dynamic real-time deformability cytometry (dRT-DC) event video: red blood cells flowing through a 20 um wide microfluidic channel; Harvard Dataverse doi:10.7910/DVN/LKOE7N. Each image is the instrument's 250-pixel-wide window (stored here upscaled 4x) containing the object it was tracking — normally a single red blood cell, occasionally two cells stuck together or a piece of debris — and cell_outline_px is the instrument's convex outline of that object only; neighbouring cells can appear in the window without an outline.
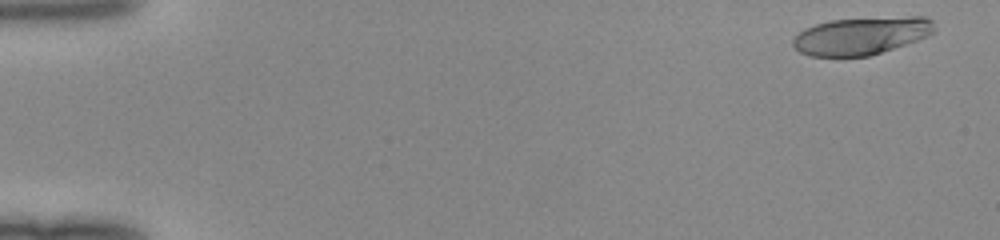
{"species": "human", "species_latin": "Homo sapiens", "temperature_condition": "room temperature", "stored_images_in_passage": 50, "camera_frame_rate_fps": 3000, "um_per_image_px": 0.085, "donor": {"sex": "female"}, "frame": {"image": 1, "passage_image": 3, "time_ms": 0.667, "image_size_px": [1000, 240], "cell_outline_px": [[936, 32], [928, 36], [868, 56], [808, 56], [800, 52], [792, 44], [792, 40], [804, 28], [828, 20], [912, 16], [924, 16], [932, 20], [936, 28]], "centroid_in_image_um": [73.22, 3.03], "position_along_channel_um": 11.8, "area_um2": 30.92}}
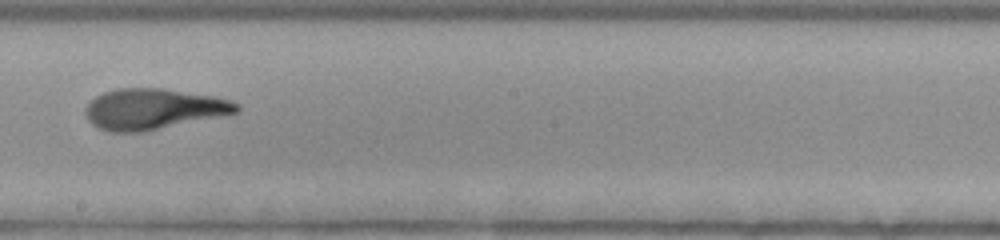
{"frame": {"image": 2, "passage_image": 30, "time_ms": 9.667, "image_size_px": [1000, 240], "cell_outline_px": [[240, 112], [144, 132], [112, 132], [100, 128], [92, 124], [88, 120], [84, 112], [84, 108], [96, 96], [104, 92], [116, 88], [160, 88], [212, 96], [228, 100], [240, 104]], "centroid_in_image_um": [13.02, 9.27], "position_along_channel_um": 235.2, "area_um2": 35.78}}
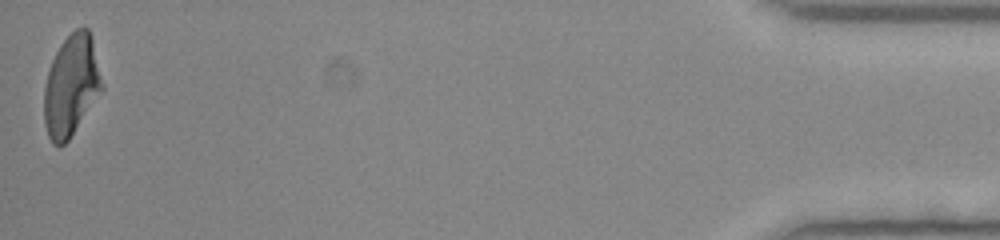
{"frame": {"image": 3, "passage_image": 50, "time_ms": 16.333, "image_size_px": [1000, 240], "cell_outline_px": [[104, 88], [68, 140], [64, 144], [52, 144], [48, 136], [44, 124], [44, 88], [48, 72], [52, 60], [60, 44], [76, 28], [88, 28], [92, 36], [104, 84]], "centroid_in_image_um": [6.07, 7.26], "position_along_channel_um": 429.1, "area_um2": 34.1}}